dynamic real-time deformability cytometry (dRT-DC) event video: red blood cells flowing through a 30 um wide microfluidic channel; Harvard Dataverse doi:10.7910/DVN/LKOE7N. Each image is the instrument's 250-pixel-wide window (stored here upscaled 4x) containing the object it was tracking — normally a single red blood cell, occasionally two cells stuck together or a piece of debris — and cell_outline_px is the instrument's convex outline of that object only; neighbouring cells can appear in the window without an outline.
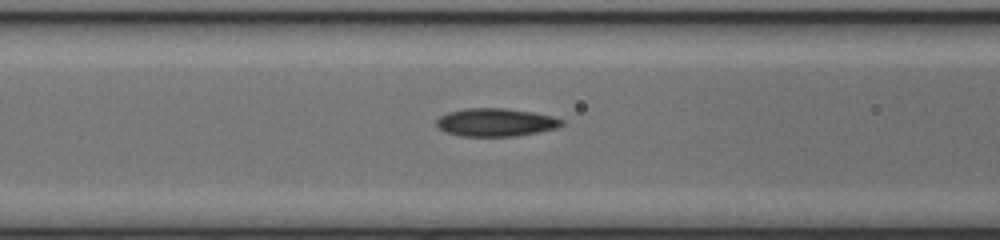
{"species": "common noctule bat (a hibernating species)", "species_latin": "Nyctalus noctula", "temperature_condition": "cold", "stored_images_in_passage": 9, "camera_frame_rate_fps": 3000, "um_per_image_px": 0.085, "animal": {"sex": "female", "body_mass_g": 17.0, "forearm_length_mm": 48.0}, "frame": {"image": 1, "passage_image": 7, "time_ms": 2.0, "image_size_px": [1000, 240], "cell_outline_px": [[564, 124], [556, 128], [516, 136], [460, 136], [444, 132], [436, 124], [436, 120], [440, 116], [448, 112], [464, 108], [504, 108], [532, 112], [552, 116], [564, 120]], "centroid_in_image_um": [42.11, 10.39], "position_along_channel_um": 124.5, "area_um2": 20.46}}